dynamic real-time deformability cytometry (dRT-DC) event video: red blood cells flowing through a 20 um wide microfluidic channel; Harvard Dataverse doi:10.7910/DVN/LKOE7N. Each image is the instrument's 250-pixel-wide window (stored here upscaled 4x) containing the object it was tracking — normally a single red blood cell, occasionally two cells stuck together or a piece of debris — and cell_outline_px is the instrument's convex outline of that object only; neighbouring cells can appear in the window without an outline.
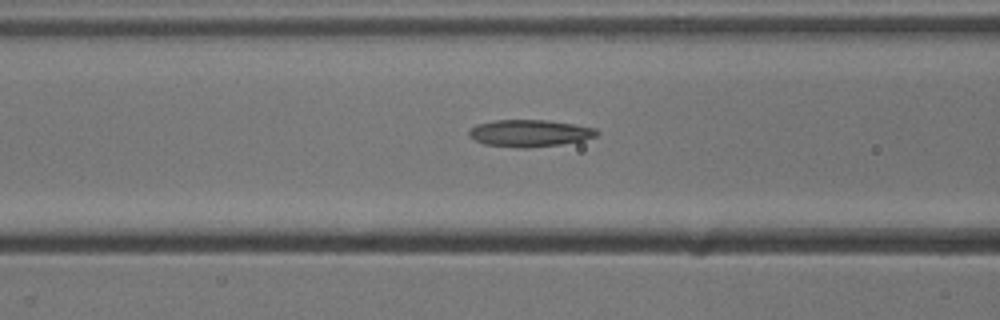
{"species": "common noctule bat (a hibernating species)", "species_latin": "Nyctalus noctula", "temperature_condition": "cold", "stored_images_in_passage": 42, "camera_frame_rate_fps": 3000, "um_per_image_px": 0.085, "animal": {"sex": "male", "body_mass_g": 13.3}, "frame": {"image": 1, "passage_image": 21, "time_ms": 6.667, "image_size_px": [1000, 320], "cell_outline_px": [[600, 132], [596, 136], [580, 140], [560, 144], [528, 148], [520, 148], [484, 144], [468, 136], [468, 132], [476, 124], [496, 120], [548, 120], [596, 128]], "centroid_in_image_um": [45.0, 11.32], "position_along_channel_um": 121.6, "area_um2": 19.94}}
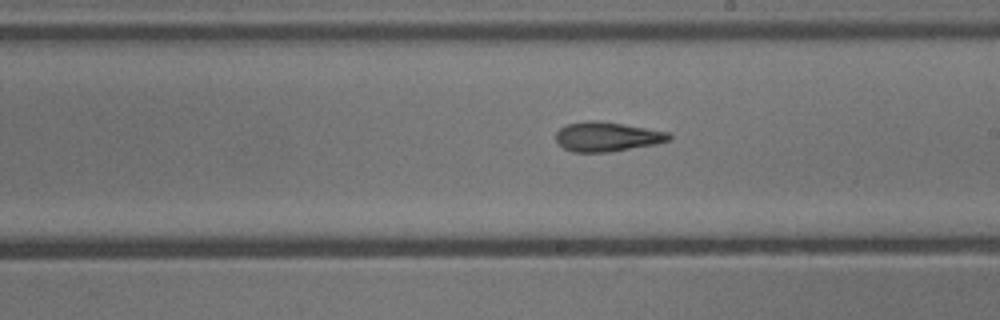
{"frame": {"image": 2, "passage_image": 30, "time_ms": 9.667, "image_size_px": [1000, 320], "cell_outline_px": [[672, 140], [652, 144], [608, 152], [572, 152], [564, 148], [556, 140], [556, 132], [560, 128], [568, 124], [584, 120], [600, 120], [624, 124], [668, 132], [672, 136]], "centroid_in_image_um": [51.57, 11.6], "position_along_channel_um": 237.4, "area_um2": 19.36}}
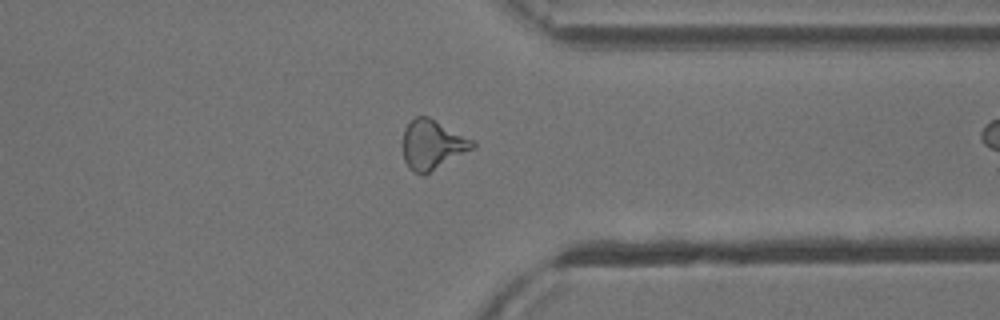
{"frame": {"image": 3, "passage_image": 41, "time_ms": 13.333, "image_size_px": [1000, 320], "cell_outline_px": [[476, 148], [424, 176], [408, 168], [404, 160], [404, 128], [416, 116], [428, 116], [476, 140]], "centroid_in_image_um": [36.82, 12.31], "position_along_channel_um": 374.6, "area_um2": 20.46}}